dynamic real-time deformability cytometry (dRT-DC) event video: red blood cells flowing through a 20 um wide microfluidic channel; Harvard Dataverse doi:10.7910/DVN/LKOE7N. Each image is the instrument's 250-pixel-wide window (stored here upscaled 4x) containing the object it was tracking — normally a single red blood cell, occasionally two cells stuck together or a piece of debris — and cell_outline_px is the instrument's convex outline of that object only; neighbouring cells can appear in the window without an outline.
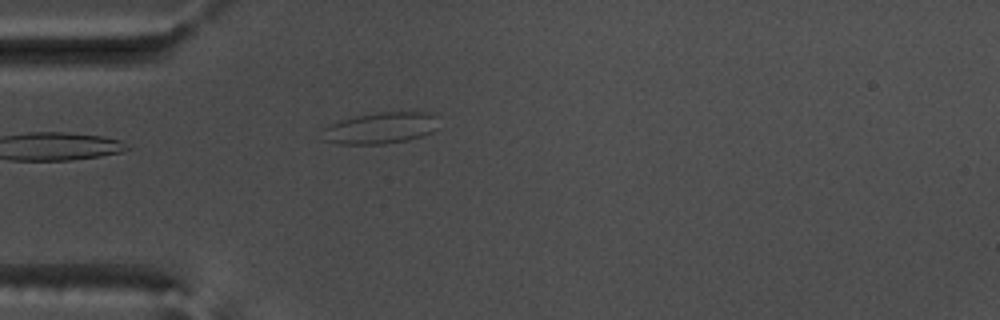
{"species": "common noctule bat (a hibernating species)", "species_latin": "Nyctalus noctula", "temperature_condition": "warm", "stored_images_in_passage": 40, "camera_frame_rate_fps": 3000, "um_per_image_px": 0.085, "animal": {"sex": "male", "body_mass_g": 17.5, "forearm_length_mm": 52.3}, "frame": {"image": 1, "passage_image": 1, "time_ms": 0.0, "image_size_px": [1000, 320], "cell_outline_px": [[440, 128], [432, 132], [408, 140], [384, 144], [340, 144], [320, 140], [324, 128], [340, 120], [356, 116], [376, 112], [428, 112], [436, 116]], "centroid_in_image_um": [32.36, 10.89], "position_along_channel_um": 52.6, "area_um2": 21.5}}
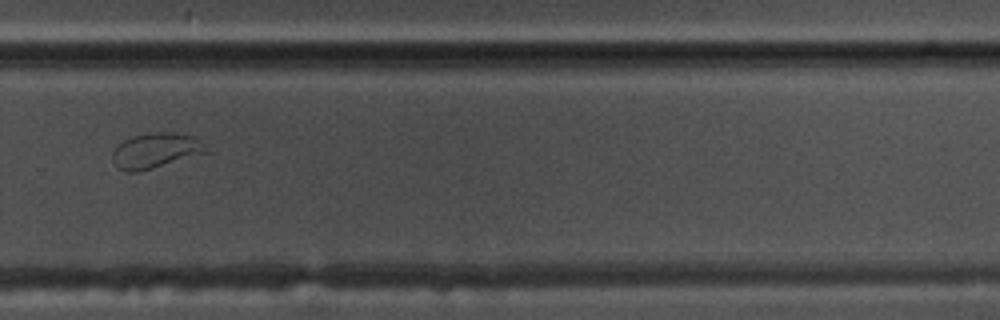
{"frame": {"image": 2, "passage_image": 23, "time_ms": 7.333, "image_size_px": [1000, 320], "cell_outline_px": [[212, 152], [140, 172], [124, 172], [112, 160], [112, 152], [124, 140], [132, 136], [152, 132], [172, 132], [192, 136]], "centroid_in_image_um": [13.25, 12.82], "position_along_channel_um": 316.6, "area_um2": 19.31}}
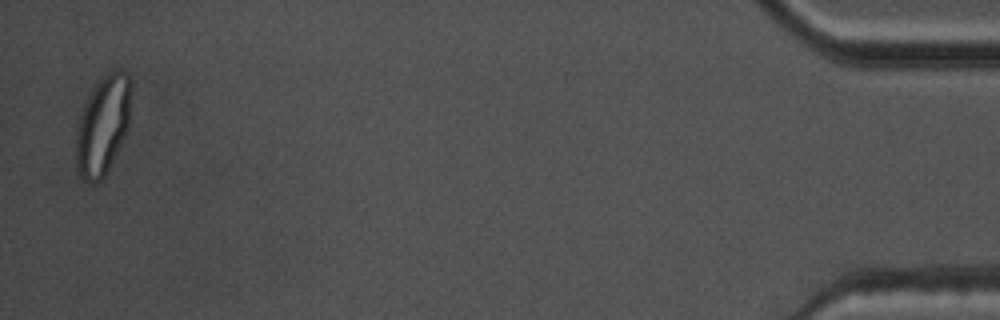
{"frame": {"image": 3, "passage_image": 39, "time_ms": 12.667, "image_size_px": [1000, 320], "cell_outline_px": [[132, 84], [128, 124], [124, 136], [104, 176], [100, 180], [92, 184], [84, 180], [80, 176], [76, 168], [76, 128], [84, 104], [88, 96], [104, 72], [116, 68], [128, 72], [132, 80]], "centroid_in_image_um": [8.74, 10.57], "position_along_channel_um": 426.5, "area_um2": 31.96}}